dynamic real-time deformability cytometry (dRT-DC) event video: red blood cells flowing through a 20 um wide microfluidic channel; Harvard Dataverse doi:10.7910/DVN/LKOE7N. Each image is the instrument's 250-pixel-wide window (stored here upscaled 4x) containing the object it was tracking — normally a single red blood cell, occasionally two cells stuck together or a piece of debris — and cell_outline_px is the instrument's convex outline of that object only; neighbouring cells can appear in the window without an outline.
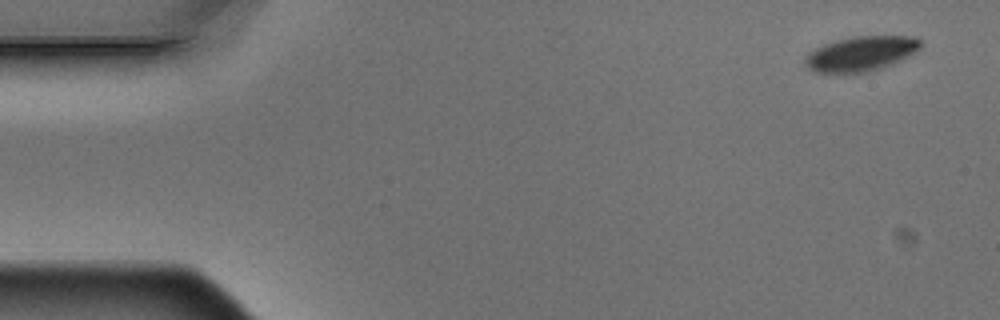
{"species": "Egyptian fruit bat (a non-hibernating species)", "species_latin": "Rousettus aegyptiacus", "temperature_condition": "warm", "stored_images_in_passage": 8, "camera_frame_rate_fps": 3000, "um_per_image_px": 0.085, "animal": {"sex": "male"}, "frame": {"image": 1, "passage_image": 1, "time_ms": 0.0, "image_size_px": [1000, 320], "cell_outline_px": [[924, 44], [916, 52], [892, 64], [864, 72], [816, 72], [808, 68], [804, 64], [804, 56], [808, 52], [824, 44], [836, 40], [852, 36], [916, 36]], "centroid_in_image_um": [73.19, 4.54], "position_along_channel_um": 11.8, "area_um2": 23.41}}
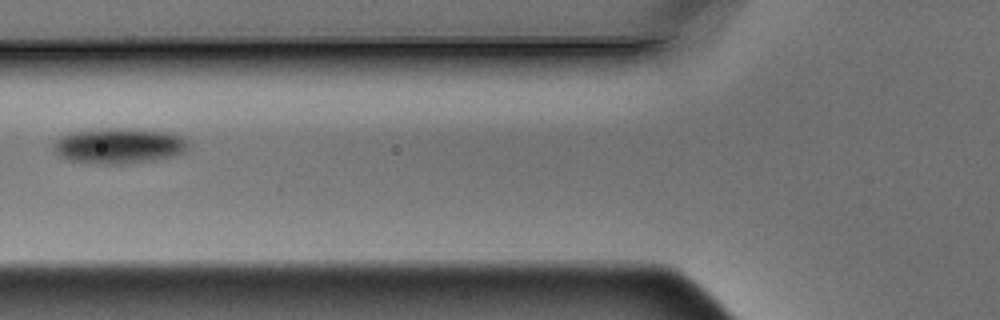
{"frame": {"image": 2, "passage_image": 6, "time_ms": 1.667, "image_size_px": [1000, 320], "cell_outline_px": [[188, 148], [184, 152], [172, 156], [152, 160], [124, 164], [100, 164], [68, 160], [56, 156], [56, 140], [60, 136], [68, 132], [104, 128], [132, 128], [172, 132], [188, 140]], "centroid_in_image_um": [10.12, 12.38], "position_along_channel_um": 115.7, "area_um2": 28.15}}
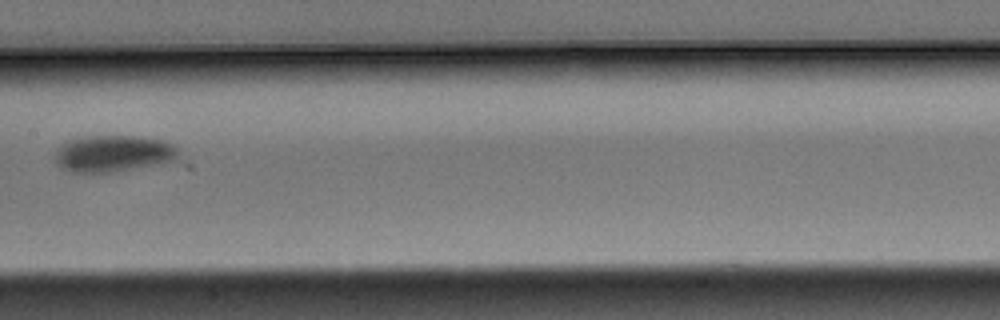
{"frame": {"image": 3, "passage_image": 8, "time_ms": 2.333, "image_size_px": [1000, 320], "cell_outline_px": [[180, 160], [112, 172], [72, 172], [64, 168], [56, 160], [56, 152], [64, 140], [76, 136], [132, 136], [164, 140], [172, 144], [176, 148]], "centroid_in_image_um": [9.64, 13.03], "position_along_channel_um": 197.8, "area_um2": 26.36}}